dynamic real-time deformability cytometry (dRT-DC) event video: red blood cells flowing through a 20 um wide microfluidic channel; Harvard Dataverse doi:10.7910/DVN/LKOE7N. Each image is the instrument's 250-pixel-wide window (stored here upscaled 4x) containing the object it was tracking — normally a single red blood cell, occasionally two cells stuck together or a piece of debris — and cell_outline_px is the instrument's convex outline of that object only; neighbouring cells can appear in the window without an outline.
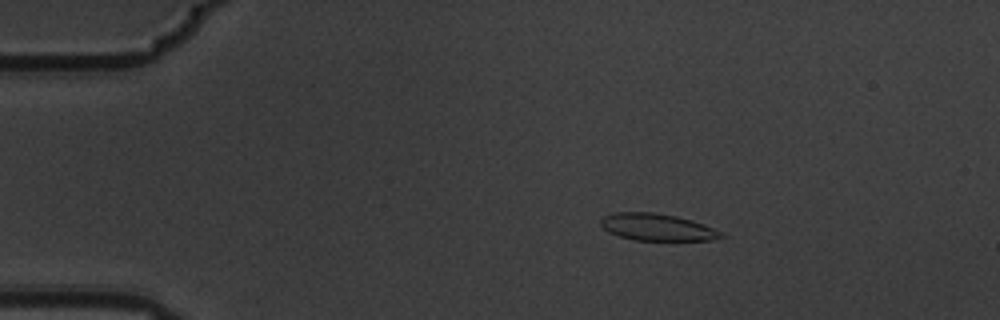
{"species": "common noctule bat (a hibernating species)", "species_latin": "Nyctalus noctula", "temperature_condition": "warm", "stored_images_in_passage": 5, "camera_frame_rate_fps": 3000, "um_per_image_px": 0.085, "animal": {"sex": "male", "body_mass_g": 19.5, "forearm_length_mm": 54.6}, "frame": {"image": 1, "passage_image": 3, "time_ms": 0.667, "image_size_px": [1000, 320], "cell_outline_px": [[728, 236], [712, 240], [636, 240], [620, 236], [608, 232], [600, 224], [600, 220], [604, 216], [616, 212], [656, 212], [676, 216], [692, 220], [704, 224], [724, 232]], "centroid_in_image_um": [55.91, 19.31], "position_along_channel_um": 29.1, "area_um2": 19.07}}